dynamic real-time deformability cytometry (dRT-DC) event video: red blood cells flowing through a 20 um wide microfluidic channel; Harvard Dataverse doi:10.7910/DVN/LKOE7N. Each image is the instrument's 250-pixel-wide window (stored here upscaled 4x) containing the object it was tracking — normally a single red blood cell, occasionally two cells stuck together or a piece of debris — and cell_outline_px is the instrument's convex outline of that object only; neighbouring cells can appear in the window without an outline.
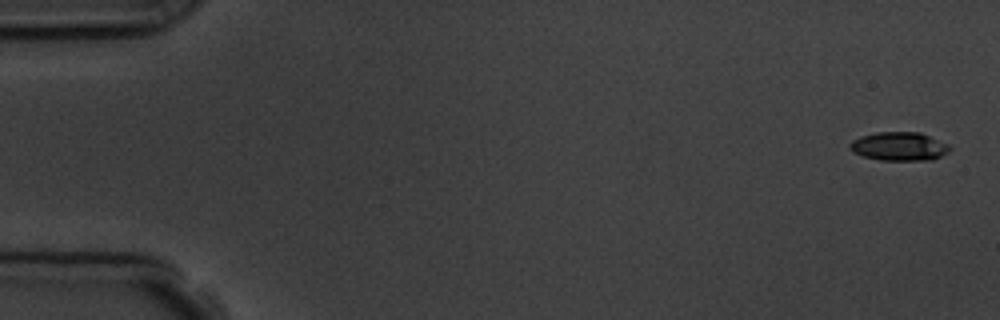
{"species": "common noctule bat (a hibernating species)", "species_latin": "Nyctalus noctula", "temperature_condition": "room temperature", "stored_images_in_passage": 6, "camera_frame_rate_fps": 3000, "um_per_image_px": 0.085, "animal": {"sex": "male", "body_mass_g": 19.5, "forearm_length_mm": 54.6}, "frame": {"image": 1, "passage_image": 1, "time_ms": 0.0, "image_size_px": [1000, 320], "cell_outline_px": [[952, 148], [948, 152], [932, 160], [880, 160], [860, 156], [852, 152], [848, 148], [848, 144], [852, 140], [860, 136], [876, 132], [920, 132], [948, 144]], "centroid_in_image_um": [76.38, 12.44], "position_along_channel_um": 8.6, "area_um2": 16.88}}
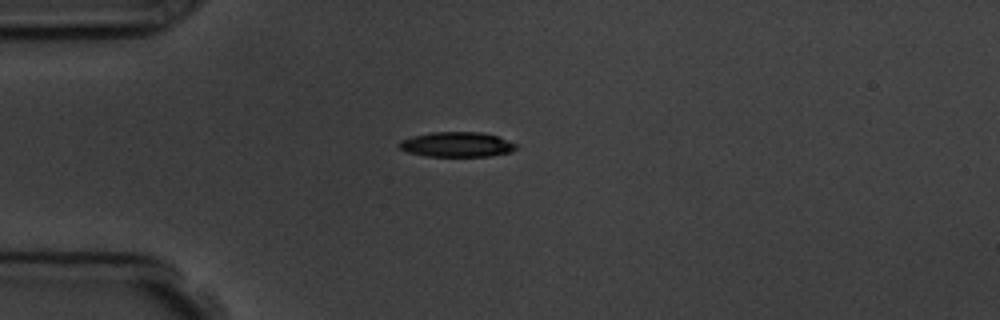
{"frame": {"image": 2, "passage_image": 4, "time_ms": 4.333, "image_size_px": [1000, 320], "cell_outline_px": [[520, 148], [512, 152], [488, 156], [428, 156], [408, 152], [400, 148], [396, 144], [400, 140], [412, 136], [432, 132], [480, 132], [496, 136], [516, 144]], "centroid_in_image_um": [38.83, 12.28], "position_along_channel_um": 46.2, "area_um2": 16.99}}